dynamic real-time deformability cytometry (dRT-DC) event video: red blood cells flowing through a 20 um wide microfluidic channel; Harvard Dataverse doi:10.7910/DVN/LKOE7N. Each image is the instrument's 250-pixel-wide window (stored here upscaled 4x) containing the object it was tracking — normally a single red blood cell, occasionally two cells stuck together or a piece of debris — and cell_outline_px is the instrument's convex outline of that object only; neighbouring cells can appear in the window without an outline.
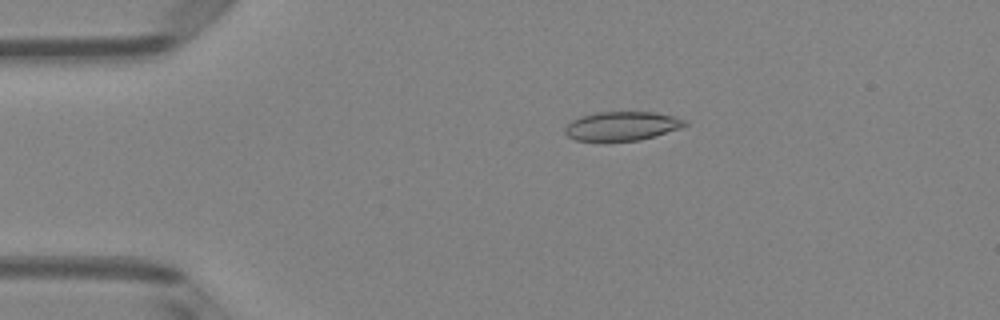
{"species": "Egyptian fruit bat (a non-hibernating species)", "species_latin": "Rousettus aegyptiacus", "temperature_condition": "room temperature", "stored_images_in_passage": 45, "camera_frame_rate_fps": 3000, "um_per_image_px": 0.085, "animal": {"sex": "female"}, "frame": {"image": 1, "passage_image": 5, "time_ms": 1.333, "image_size_px": [1000, 320], "cell_outline_px": [[688, 124], [680, 128], [656, 136], [640, 140], [576, 140], [568, 136], [564, 132], [564, 128], [572, 120], [580, 116], [596, 112], [656, 112], [672, 116], [684, 120]], "centroid_in_image_um": [52.86, 10.7], "position_along_channel_um": 32.1, "area_um2": 20.06}}
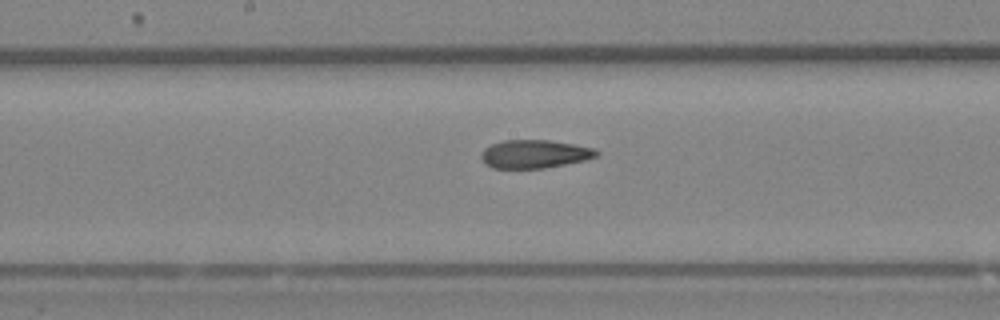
{"frame": {"image": 2, "passage_image": 21, "time_ms": 6.667, "image_size_px": [1000, 320], "cell_outline_px": [[600, 152], [596, 156], [584, 160], [544, 168], [492, 168], [484, 164], [480, 156], [484, 148], [492, 144], [504, 140], [548, 140], [596, 148]], "centroid_in_image_um": [45.41, 13.09], "position_along_channel_um": 202.8, "area_um2": 18.96}}
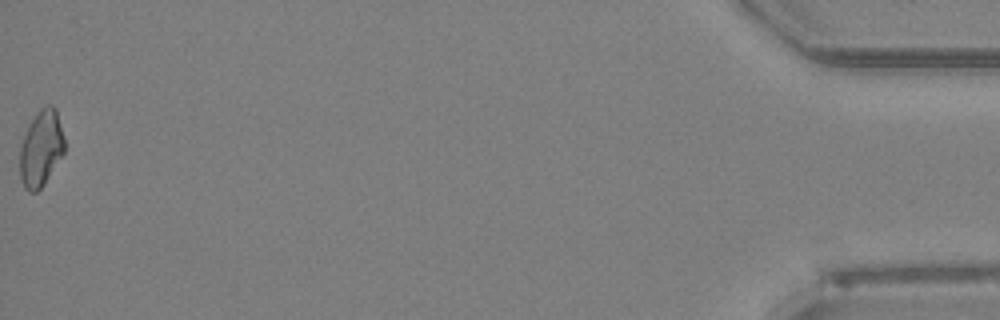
{"frame": {"image": 3, "passage_image": 45, "time_ms": 14.667, "image_size_px": [1000, 320], "cell_outline_px": [[64, 152], [44, 184], [36, 192], [28, 192], [24, 188], [20, 176], [20, 144], [28, 124], [40, 108], [48, 104], [52, 104], [56, 108], [64, 136]], "centroid_in_image_um": [3.48, 12.59], "position_along_channel_um": 431.7, "area_um2": 19.94}, "authors_computed_cell_mechanics": {"area_um2": 19.5364, "velocity_mm_per_s": 4.1, "shape_relaxation_time_tau1_ms": null, "shape_relaxation_time_tau2_ms": 2.2499, "deformation_change_tau1": null, "deformation_change_tau2": 0.0843}}